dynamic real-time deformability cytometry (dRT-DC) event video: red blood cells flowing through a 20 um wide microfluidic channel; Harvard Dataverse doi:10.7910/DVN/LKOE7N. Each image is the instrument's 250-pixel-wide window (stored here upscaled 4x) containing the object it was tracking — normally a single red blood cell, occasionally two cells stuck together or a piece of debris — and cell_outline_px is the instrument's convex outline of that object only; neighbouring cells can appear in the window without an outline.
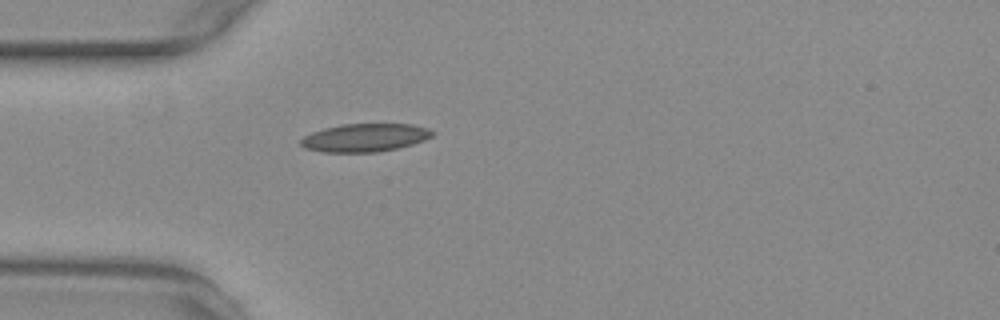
{"species": "common noctule bat (a hibernating species)", "species_latin": "Nyctalus noctula", "temperature_condition": "warm", "stored_images_in_passage": 41, "camera_frame_rate_fps": 3000, "um_per_image_px": 0.085, "animal": {"sex": "female", "body_mass_g": 29.2, "forearm_length_mm": 56.3}, "frame": {"image": 1, "passage_image": 1, "time_ms": 0.0, "image_size_px": [1000, 320], "cell_outline_px": [[436, 132], [432, 136], [424, 140], [412, 144], [396, 148], [376, 152], [324, 152], [304, 148], [300, 144], [300, 140], [304, 136], [312, 132], [324, 128], [340, 124], [412, 124], [428, 128]], "centroid_in_image_um": [31.01, 11.69], "position_along_channel_um": 54.0, "area_um2": 21.56}}
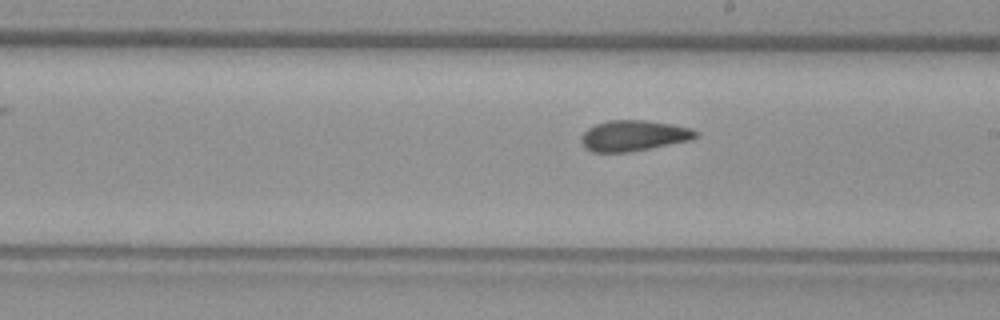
{"frame": {"image": 2, "passage_image": 16, "time_ms": 5.0, "image_size_px": [1000, 320], "cell_outline_px": [[700, 136], [688, 140], [628, 152], [592, 152], [584, 148], [580, 144], [580, 136], [588, 128], [596, 124], [608, 120], [644, 120], [672, 124], [692, 128]], "centroid_in_image_um": [53.8, 11.53], "position_along_channel_um": 235.2, "area_um2": 20.46}}
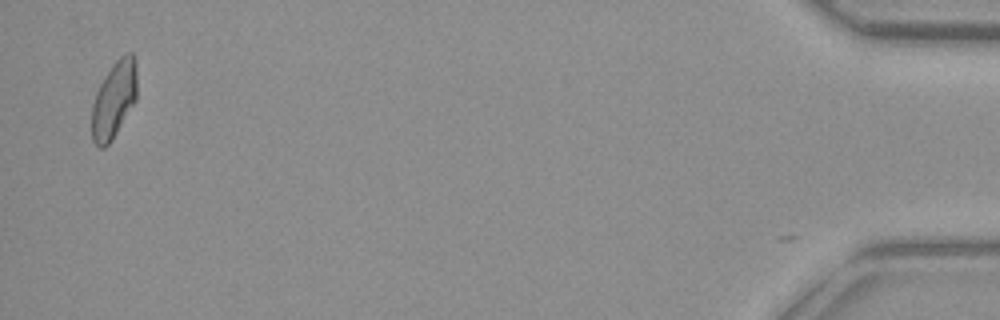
{"frame": {"image": 3, "passage_image": 39, "time_ms": 12.667, "image_size_px": [1000, 320], "cell_outline_px": [[136, 100], [112, 140], [104, 148], [100, 148], [92, 140], [92, 104], [96, 92], [104, 76], [112, 64], [124, 52], [132, 52], [136, 56]], "centroid_in_image_um": [9.69, 8.43], "position_along_channel_um": 425.5, "area_um2": 20.4}, "authors_computed_cell_mechanics": {"area_um2": 20.3456, "velocity_mm_per_s": 3.74, "shape_relaxation_time_tau1_ms": null, "shape_relaxation_time_tau2_ms": 2.2604, "deformation_change_tau1": null, "deformation_change_tau2": 0.0912}}